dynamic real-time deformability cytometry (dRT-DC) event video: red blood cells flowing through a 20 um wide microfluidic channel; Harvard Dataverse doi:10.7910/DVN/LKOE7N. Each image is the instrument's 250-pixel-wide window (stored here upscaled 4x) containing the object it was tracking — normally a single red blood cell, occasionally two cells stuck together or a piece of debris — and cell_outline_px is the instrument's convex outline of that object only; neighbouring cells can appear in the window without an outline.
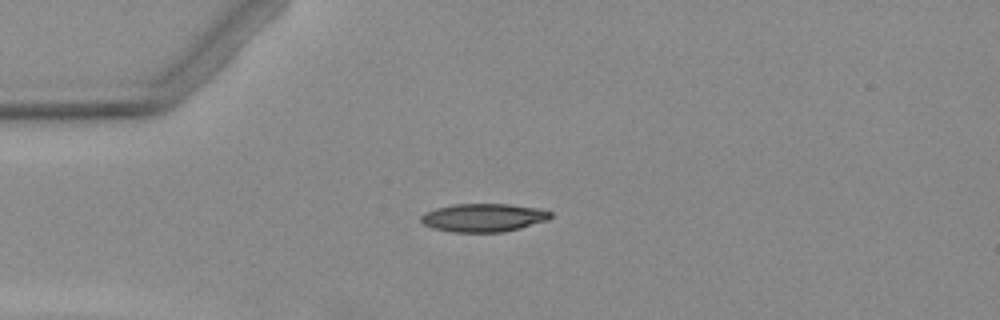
{"species": "Egyptian fruit bat (a non-hibernating species)", "species_latin": "Rousettus aegyptiacus", "temperature_condition": "warm", "stored_images_in_passage": 5, "camera_frame_rate_fps": 3000, "um_per_image_px": 0.085, "animal": {"sex": "female"}, "frame": {"image": 1, "passage_image": 3, "time_ms": 2.667, "image_size_px": [1000, 320], "cell_outline_px": [[552, 216], [548, 220], [520, 228], [504, 232], [452, 232], [432, 228], [424, 224], [420, 220], [420, 216], [424, 212], [436, 208], [452, 204], [508, 204], [540, 208], [552, 212]], "centroid_in_image_um": [41.09, 18.5], "position_along_channel_um": 43.9, "area_um2": 21.5}}
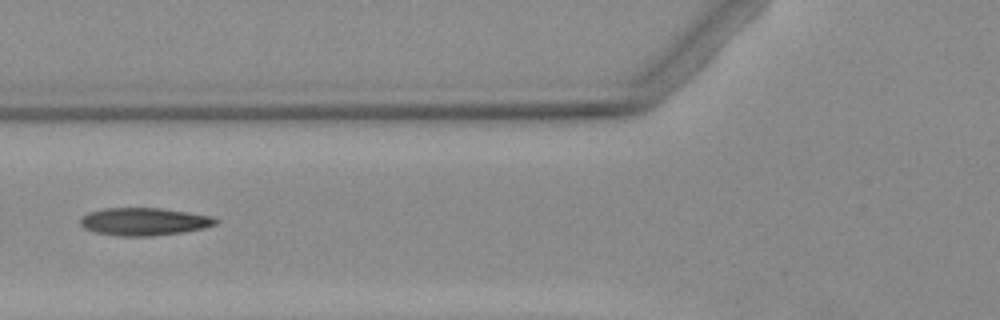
{"frame": {"image": 2, "passage_image": 5, "time_ms": 5.0, "image_size_px": [1000, 320], "cell_outline_px": [[220, 220], [216, 224], [204, 228], [184, 232], [152, 236], [120, 236], [96, 232], [84, 228], [80, 224], [80, 216], [88, 212], [104, 208], [160, 208], [188, 212], [212, 216]], "centroid_in_image_um": [12.25, 18.83], "position_along_channel_um": 113.6, "area_um2": 21.96}}